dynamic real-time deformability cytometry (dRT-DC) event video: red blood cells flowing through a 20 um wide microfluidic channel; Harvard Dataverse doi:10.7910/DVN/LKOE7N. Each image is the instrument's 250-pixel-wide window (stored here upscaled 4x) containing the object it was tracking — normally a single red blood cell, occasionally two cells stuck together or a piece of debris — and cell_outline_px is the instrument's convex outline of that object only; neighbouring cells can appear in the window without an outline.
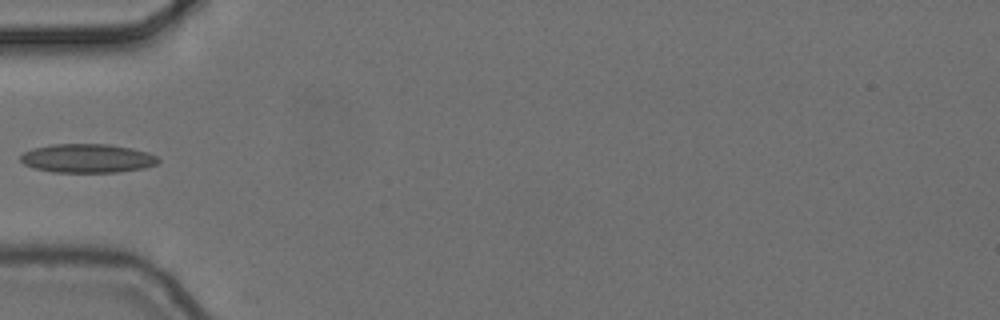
{"species": "common noctule bat (a hibernating species)", "species_latin": "Nyctalus noctula", "temperature_condition": "cold", "stored_images_in_passage": 4, "camera_frame_rate_fps": 3000, "um_per_image_px": 0.085, "animal": {"sex": "female", "body_mass_g": 24.6, "forearm_length_mm": 56.2}, "frame": {"image": 1, "passage_image": 4, "time_ms": 1.0, "image_size_px": [1000, 320], "cell_outline_px": [[160, 160], [156, 164], [144, 168], [116, 172], [52, 172], [36, 168], [24, 164], [20, 160], [20, 156], [24, 152], [32, 148], [52, 144], [108, 144], [132, 148], [148, 152], [156, 156]], "centroid_in_image_um": [7.42, 13.45], "position_along_channel_um": 77.6, "area_um2": 23.12}}